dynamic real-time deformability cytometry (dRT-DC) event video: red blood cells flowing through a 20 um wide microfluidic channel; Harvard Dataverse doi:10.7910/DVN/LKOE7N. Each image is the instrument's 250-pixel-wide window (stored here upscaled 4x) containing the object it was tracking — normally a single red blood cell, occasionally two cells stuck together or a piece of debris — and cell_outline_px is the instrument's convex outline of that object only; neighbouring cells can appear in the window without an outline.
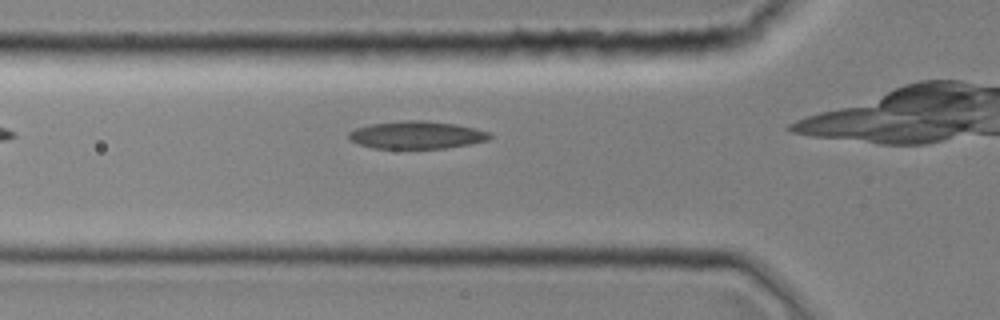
{"species": "common noctule bat (a hibernating species)", "species_latin": "Nyctalus noctula", "temperature_condition": "room temperature", "stored_images_in_passage": 26, "camera_frame_rate_fps": 3000, "um_per_image_px": 0.085, "animal": {"sex": "female", "body_mass_g": 19.0, "forearm_length_mm": 51.5}, "frame": {"image": 1, "passage_image": 2, "time_ms": 0.333, "image_size_px": [1000, 320], "cell_outline_px": [[492, 136], [488, 140], [468, 144], [444, 148], [372, 148], [360, 144], [352, 140], [348, 136], [348, 132], [356, 128], [372, 124], [408, 120], [420, 120], [456, 124], [476, 128], [488, 132]], "centroid_in_image_um": [35.43, 11.47], "position_along_channel_um": 90.4, "area_um2": 22.37}}
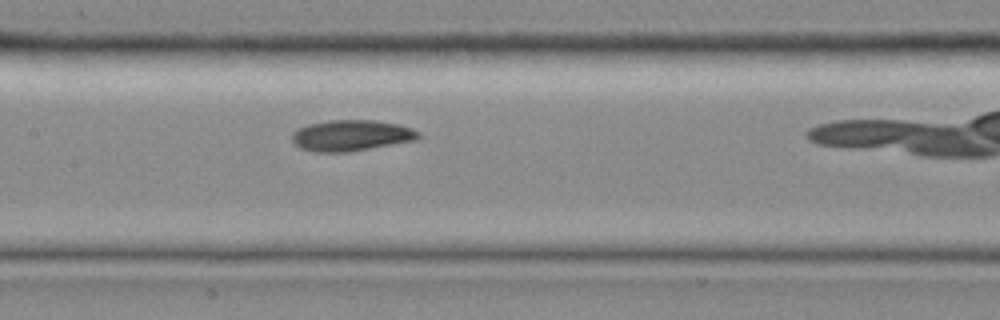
{"frame": {"image": 2, "passage_image": 8, "time_ms": 2.333, "image_size_px": [1000, 320], "cell_outline_px": [[420, 136], [416, 140], [352, 152], [312, 152], [300, 148], [292, 140], [292, 132], [296, 128], [308, 124], [328, 120], [376, 120], [396, 124], [412, 128], [420, 132]], "centroid_in_image_um": [29.84, 11.52], "position_along_channel_um": 177.6, "area_um2": 23.12}}
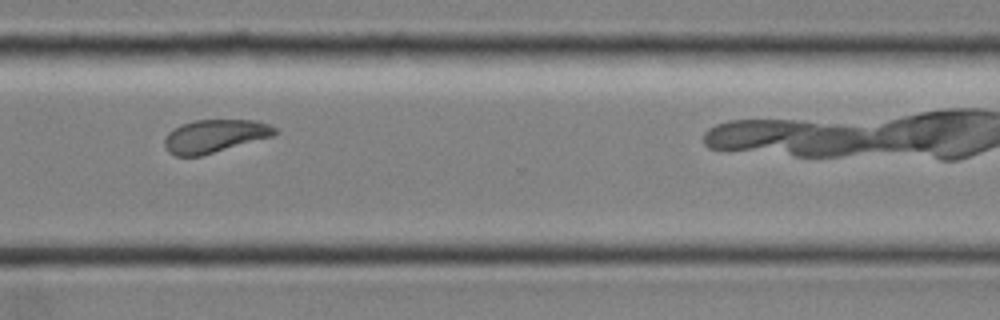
{"frame": {"image": 3, "passage_image": 20, "time_ms": 6.333, "image_size_px": [1000, 320], "cell_outline_px": [[276, 132], [272, 136], [200, 156], [176, 156], [168, 152], [164, 144], [164, 140], [168, 132], [180, 124], [196, 120], [256, 120], [268, 124], [276, 128]], "centroid_in_image_um": [18.21, 11.56], "position_along_channel_um": 352.4, "area_um2": 21.04}}